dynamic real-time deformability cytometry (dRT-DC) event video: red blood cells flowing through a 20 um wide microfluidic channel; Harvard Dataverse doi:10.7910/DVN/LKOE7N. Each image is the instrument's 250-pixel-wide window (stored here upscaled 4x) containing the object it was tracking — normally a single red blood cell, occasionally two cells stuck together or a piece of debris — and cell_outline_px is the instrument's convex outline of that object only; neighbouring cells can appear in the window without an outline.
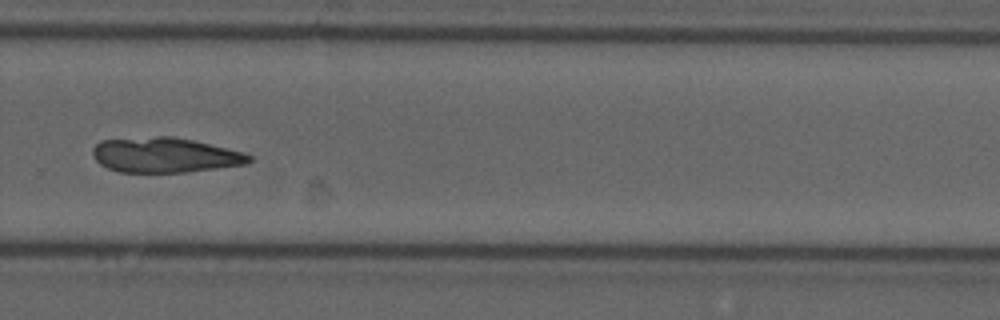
{"species": "common noctule bat (a hibernating species)", "species_latin": "Nyctalus noctula", "temperature_condition": "cold", "stored_images_in_passage": 54, "camera_frame_rate_fps": 3000, "um_per_image_px": 0.085, "animal": {"sex": "male", "forearm_length_mm": 52.5}, "frame": {"image": 1, "passage_image": 37, "time_ms": 12.0, "image_size_px": [1000, 320], "cell_outline_px": [[252, 160], [248, 164], [188, 172], [120, 172], [108, 168], [100, 164], [96, 160], [92, 152], [92, 148], [100, 140], [156, 136], [172, 136], [192, 140], [240, 152], [252, 156]], "centroid_in_image_um": [13.98, 13.18], "position_along_channel_um": 315.8, "area_um2": 31.73}}